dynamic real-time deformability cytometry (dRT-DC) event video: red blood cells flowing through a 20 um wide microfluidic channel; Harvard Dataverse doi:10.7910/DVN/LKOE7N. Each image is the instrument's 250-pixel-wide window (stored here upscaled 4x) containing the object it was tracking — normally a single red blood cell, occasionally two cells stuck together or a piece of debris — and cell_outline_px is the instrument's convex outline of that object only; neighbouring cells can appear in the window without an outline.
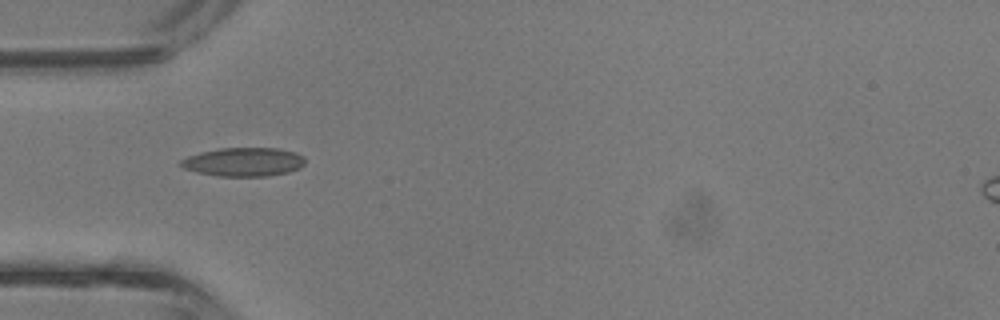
{"species": "common noctule bat (a hibernating species)", "species_latin": "Nyctalus noctula", "temperature_condition": "room temperature", "stored_images_in_passage": 4, "camera_frame_rate_fps": 3000, "um_per_image_px": 0.085, "animal": {"sex": "male", "body_mass_g": 13.3}, "frame": {"image": 1, "passage_image": 3, "time_ms": 0.667, "image_size_px": [1000, 320], "cell_outline_px": [[304, 164], [300, 168], [288, 172], [268, 176], [220, 176], [196, 172], [184, 168], [180, 164], [180, 160], [188, 156], [200, 152], [220, 148], [276, 148], [296, 152], [304, 156]], "centroid_in_image_um": [20.72, 13.76], "position_along_channel_um": 64.3, "area_um2": 20.81}}
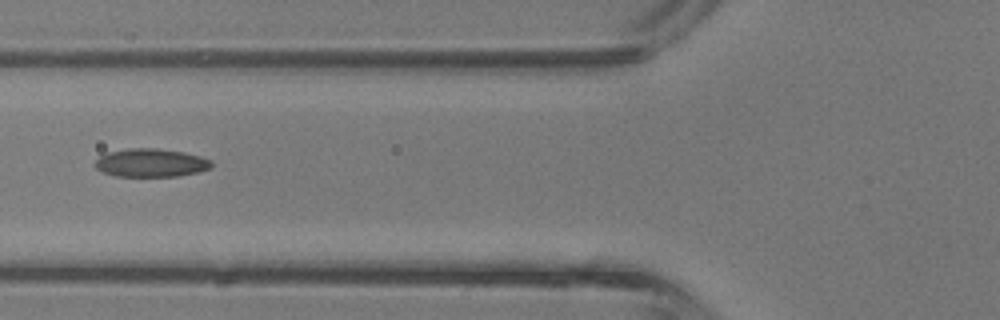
{"frame": {"image": 2, "passage_image": 4, "time_ms": 1.0, "image_size_px": [1000, 320], "cell_outline_px": [[212, 168], [196, 172], [176, 176], [116, 176], [104, 172], [96, 168], [92, 164], [100, 156], [108, 152], [132, 148], [156, 148], [184, 152], [200, 156], [212, 160]], "centroid_in_image_um": [12.83, 13.83], "position_along_channel_um": 113.0, "area_um2": 19.13}}